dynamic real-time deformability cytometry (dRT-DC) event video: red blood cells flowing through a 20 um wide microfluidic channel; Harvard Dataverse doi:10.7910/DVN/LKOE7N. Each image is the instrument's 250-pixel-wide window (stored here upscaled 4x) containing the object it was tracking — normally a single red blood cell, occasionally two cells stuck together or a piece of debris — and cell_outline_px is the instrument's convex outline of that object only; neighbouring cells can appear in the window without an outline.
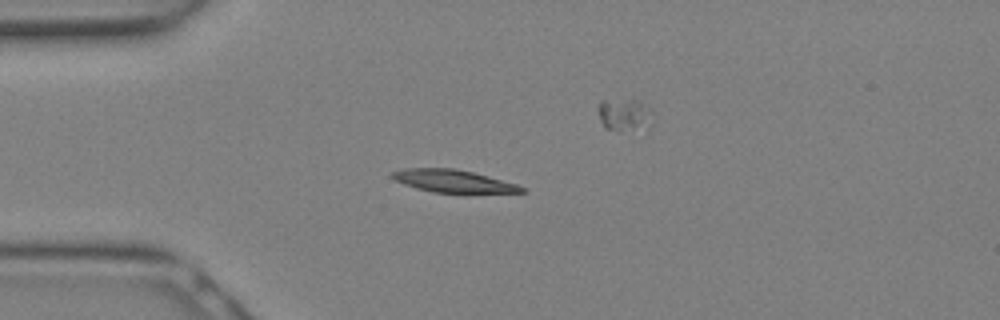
{"species": "Egyptian fruit bat (a non-hibernating species)", "species_latin": "Rousettus aegyptiacus", "temperature_condition": "warm", "stored_images_in_passage": 11, "camera_frame_rate_fps": 3000, "um_per_image_px": 0.085, "animal": {"sex": "female"}, "frame": {"image": 1, "passage_image": 7, "time_ms": 2.0, "image_size_px": [1000, 320], "cell_outline_px": [[528, 192], [432, 192], [416, 188], [404, 184], [388, 176], [392, 172], [404, 168], [452, 168], [472, 172], [516, 184], [524, 188]], "centroid_in_image_um": [38.45, 15.38], "position_along_channel_um": 46.6, "area_um2": 16.65}}
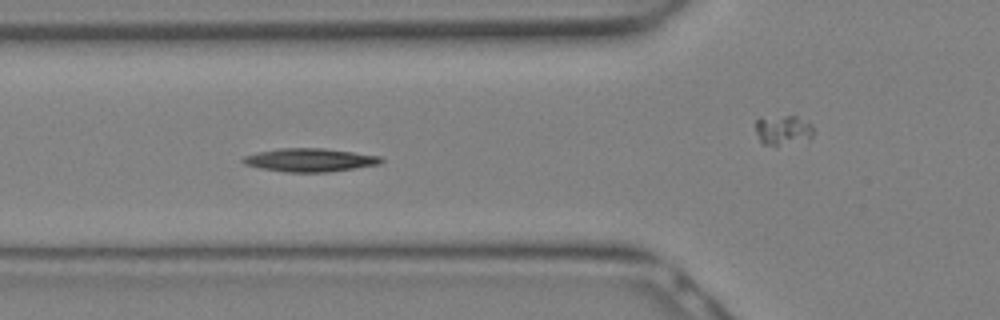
{"frame": {"image": 2, "passage_image": 10, "time_ms": 3.0, "image_size_px": [1000, 320], "cell_outline_px": [[384, 160], [380, 164], [328, 172], [284, 172], [260, 168], [244, 164], [240, 160], [244, 156], [260, 152], [280, 148], [324, 148], [380, 156]], "centroid_in_image_um": [26.32, 13.6], "position_along_channel_um": 99.5, "area_um2": 18.67}}